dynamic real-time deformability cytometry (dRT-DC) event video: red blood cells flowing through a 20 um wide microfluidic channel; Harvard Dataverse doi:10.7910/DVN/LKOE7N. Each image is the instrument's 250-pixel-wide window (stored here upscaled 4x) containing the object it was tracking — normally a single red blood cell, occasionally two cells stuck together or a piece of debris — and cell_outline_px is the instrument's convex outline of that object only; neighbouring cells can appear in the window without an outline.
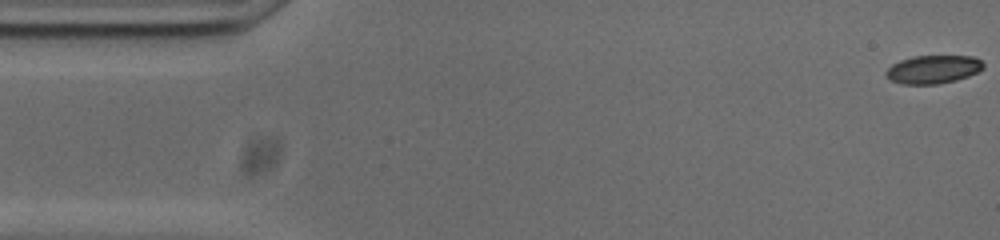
{"species": "common noctule bat (a hibernating species)", "species_latin": "Nyctalus noctula", "temperature_condition": "cold", "stored_images_in_passage": 54, "camera_frame_rate_fps": 3000, "um_per_image_px": 0.085, "animal": {"sex": "male", "body_mass_g": 20.0, "forearm_length_mm": 53.3}, "frame": {"image": 1, "passage_image": 1, "time_ms": 0.0, "image_size_px": [1000, 240], "cell_outline_px": [[984, 68], [968, 76], [956, 80], [936, 84], [904, 84], [892, 80], [884, 72], [892, 64], [900, 60], [912, 56], [972, 56], [980, 60], [984, 64]], "centroid_in_image_um": [79.32, 5.89], "position_along_channel_um": 5.7, "area_um2": 15.9}}
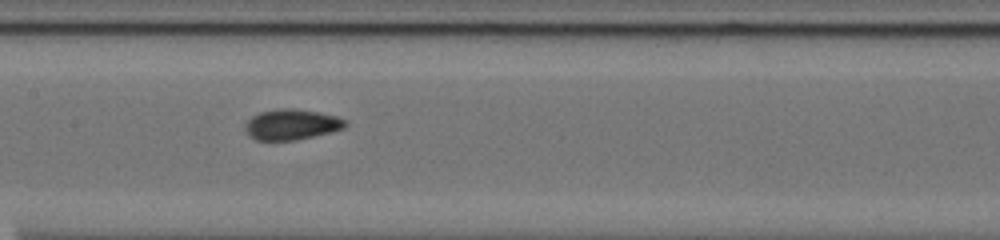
{"frame": {"image": 2, "passage_image": 25, "time_ms": 8.0, "image_size_px": [1000, 240], "cell_outline_px": [[348, 124], [344, 128], [296, 140], [256, 140], [244, 128], [248, 120], [252, 116], [260, 112], [280, 108], [292, 108], [320, 112], [336, 116], [348, 120]], "centroid_in_image_um": [24.81, 10.56], "position_along_channel_um": 182.6, "area_um2": 17.69}}
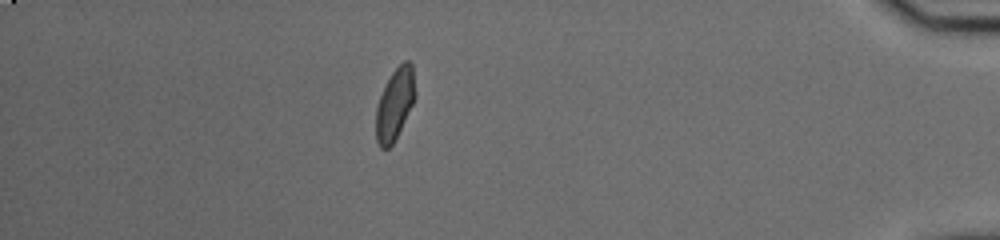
{"frame": {"image": 3, "passage_image": 47, "time_ms": 15.333, "image_size_px": [1000, 240], "cell_outline_px": [[416, 96], [392, 144], [388, 148], [380, 148], [376, 140], [376, 108], [380, 96], [392, 72], [404, 60], [408, 60], [412, 64]], "centroid_in_image_um": [33.55, 8.83], "position_along_channel_um": 401.6, "area_um2": 15.95}, "authors_computed_cell_mechanics": {"area_um2": 16.8198, "velocity_mm_per_s": 3.7393, "shape_relaxation_time_tau1_ms": null, "shape_relaxation_time_tau2_ms": 1.3968, "deformation_change_tau1": null, "deformation_change_tau2": 0.0563}}